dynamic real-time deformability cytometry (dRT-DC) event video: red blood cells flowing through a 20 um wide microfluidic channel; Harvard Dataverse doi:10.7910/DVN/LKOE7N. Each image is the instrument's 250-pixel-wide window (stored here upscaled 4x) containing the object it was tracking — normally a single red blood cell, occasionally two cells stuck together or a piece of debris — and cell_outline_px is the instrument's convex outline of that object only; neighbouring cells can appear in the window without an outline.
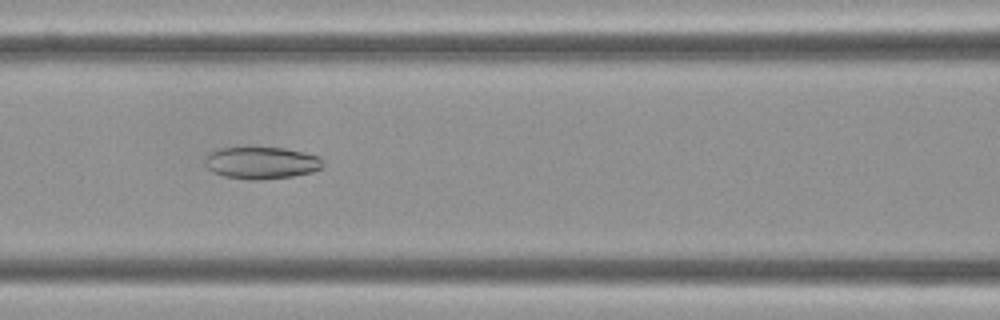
{"species": "Egyptian fruit bat (a non-hibernating species)", "species_latin": "Rousettus aegyptiacus", "temperature_condition": "cold", "stored_images_in_passage": 38, "camera_frame_rate_fps": 3000, "um_per_image_px": 0.085, "frame": {"image": 1, "passage_image": 25, "time_ms": 8.0, "image_size_px": [1000, 320], "cell_outline_px": [[320, 168], [312, 172], [292, 176], [260, 180], [252, 180], [224, 176], [208, 168], [204, 164], [204, 156], [208, 152], [216, 148], [284, 148], [304, 152], [320, 156]], "centroid_in_image_um": [22.16, 13.83], "position_along_channel_um": 144.4, "area_um2": 21.91}}
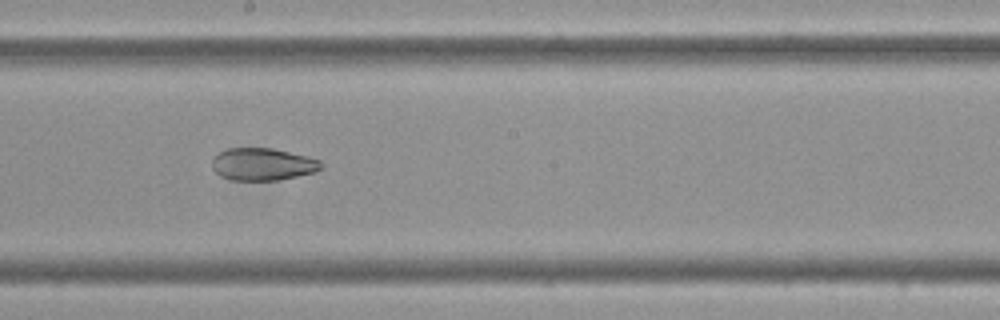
{"frame": {"image": 2, "passage_image": 32, "time_ms": 10.333, "image_size_px": [1000, 320], "cell_outline_px": [[324, 168], [316, 172], [276, 180], [232, 180], [220, 176], [212, 168], [212, 160], [220, 152], [228, 148], [272, 148], [308, 156], [320, 160], [324, 164]], "centroid_in_image_um": [22.37, 13.96], "position_along_channel_um": 225.8, "area_um2": 20.63}}
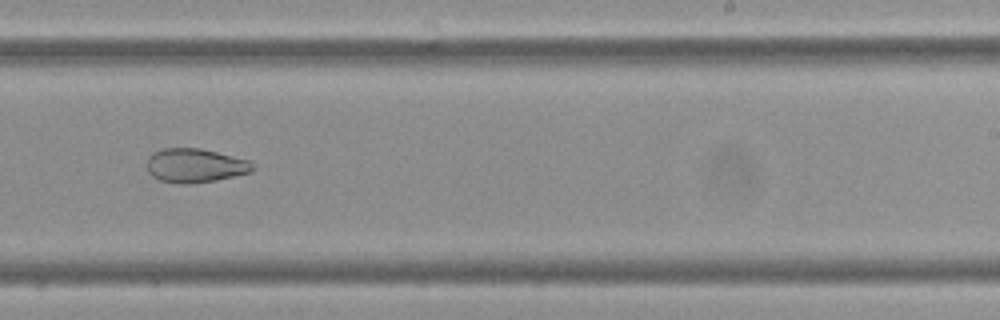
{"frame": {"image": 3, "passage_image": 36, "time_ms": 11.667, "image_size_px": [1000, 320], "cell_outline_px": [[252, 172], [216, 180], [192, 184], [180, 184], [160, 180], [152, 176], [148, 172], [148, 156], [152, 152], [164, 148], [200, 148], [252, 160]], "centroid_in_image_um": [16.59, 14.07], "position_along_channel_um": 272.4, "area_um2": 21.1}}